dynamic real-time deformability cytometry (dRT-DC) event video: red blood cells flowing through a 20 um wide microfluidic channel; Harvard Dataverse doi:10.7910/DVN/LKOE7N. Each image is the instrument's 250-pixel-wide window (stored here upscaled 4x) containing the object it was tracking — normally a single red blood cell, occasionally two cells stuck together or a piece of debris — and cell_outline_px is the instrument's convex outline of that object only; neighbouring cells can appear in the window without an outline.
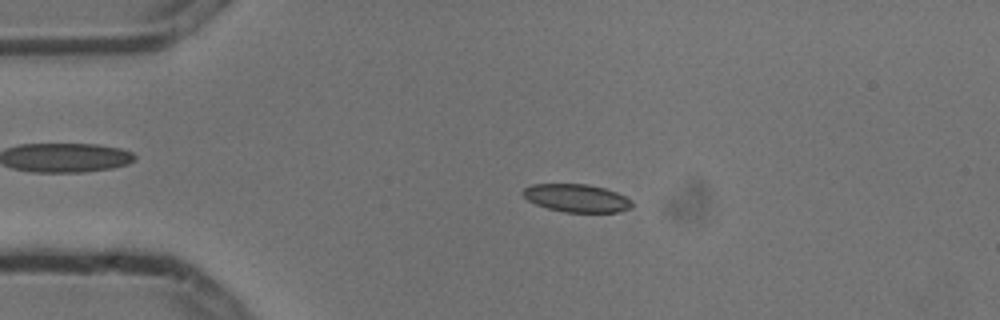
{"species": "common noctule bat (a hibernating species)", "species_latin": "Nyctalus noctula", "temperature_condition": "cold", "stored_images_in_passage": 5, "camera_frame_rate_fps": 3000, "um_per_image_px": 0.085, "animal": {"sex": "male", "body_mass_g": 13.3}, "frame": {"image": 1, "passage_image": 4, "time_ms": 1.0, "image_size_px": [1000, 320], "cell_outline_px": [[632, 208], [616, 212], [564, 212], [548, 208], [536, 204], [528, 200], [520, 192], [524, 188], [532, 184], [588, 184], [604, 188], [616, 192], [632, 200]], "centroid_in_image_um": [49.01, 16.83], "position_along_channel_um": 36.0, "area_um2": 17.74}}